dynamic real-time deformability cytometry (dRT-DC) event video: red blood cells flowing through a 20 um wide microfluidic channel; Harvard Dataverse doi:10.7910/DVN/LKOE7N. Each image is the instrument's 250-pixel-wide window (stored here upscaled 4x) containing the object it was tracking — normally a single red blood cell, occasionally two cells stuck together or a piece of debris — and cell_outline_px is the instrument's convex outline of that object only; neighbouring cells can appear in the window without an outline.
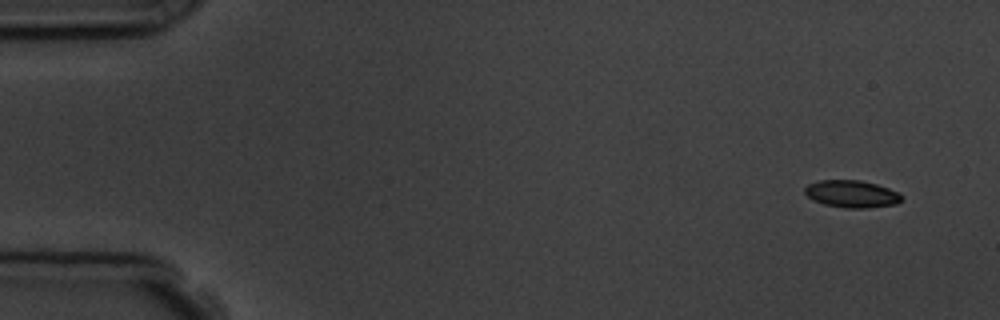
{"species": "common noctule bat (a hibernating species)", "species_latin": "Nyctalus noctula", "temperature_condition": "room temperature", "stored_images_in_passage": 5, "camera_frame_rate_fps": 3000, "um_per_image_px": 0.085, "animal": {"sex": "male", "body_mass_g": 19.5, "forearm_length_mm": 54.6}, "frame": {"image": 1, "passage_image": 1, "time_ms": 0.0, "image_size_px": [1000, 320], "cell_outline_px": [[904, 200], [896, 204], [868, 208], [848, 208], [824, 204], [812, 200], [804, 192], [804, 188], [808, 184], [820, 180], [860, 180], [876, 184], [888, 188], [896, 192]], "centroid_in_image_um": [72.38, 16.48], "position_along_channel_um": 12.6, "area_um2": 15.32}}